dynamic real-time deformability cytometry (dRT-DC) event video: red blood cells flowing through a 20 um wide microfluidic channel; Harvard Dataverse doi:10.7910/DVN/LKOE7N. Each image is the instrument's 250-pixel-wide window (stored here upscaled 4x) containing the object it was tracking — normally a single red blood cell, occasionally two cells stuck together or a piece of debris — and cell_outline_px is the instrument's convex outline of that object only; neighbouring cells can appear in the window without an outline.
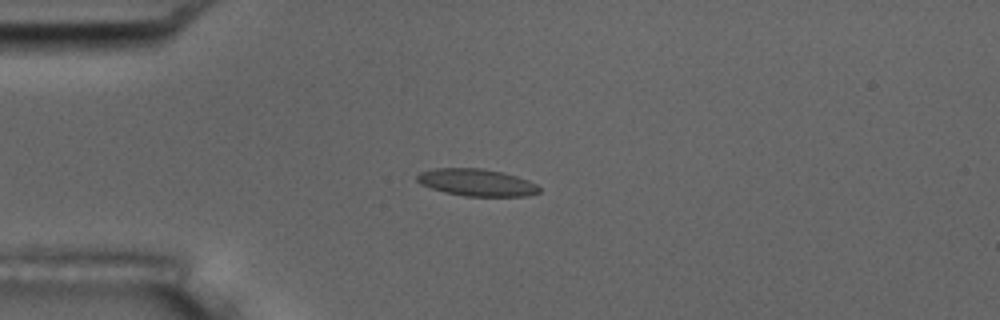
{"species": "common noctule bat (a hibernating species)", "species_latin": "Nyctalus noctula", "temperature_condition": "room temperature", "stored_images_in_passage": 48, "camera_frame_rate_fps": 3000, "um_per_image_px": 0.085, "animal": {"sex": "male", "body_mass_g": 17.5, "forearm_length_mm": 52.3}, "frame": {"image": 1, "passage_image": 14, "time_ms": 4.333, "image_size_px": [1000, 320], "cell_outline_px": [[540, 192], [528, 196], [464, 196], [444, 192], [420, 184], [416, 180], [416, 176], [420, 172], [436, 168], [480, 168], [504, 172], [528, 180], [536, 184], [540, 188]], "centroid_in_image_um": [40.52, 15.51], "position_along_channel_um": 44.5, "area_um2": 19.36}}
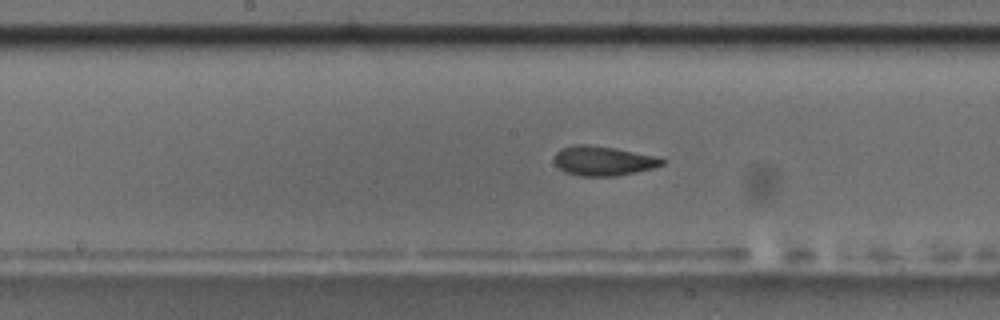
{"frame": {"image": 2, "passage_image": 28, "time_ms": 9.0, "image_size_px": [1000, 320], "cell_outline_px": [[664, 164], [652, 168], [636, 172], [616, 176], [580, 176], [564, 172], [552, 160], [556, 152], [560, 148], [576, 144], [588, 144], [660, 156], [664, 160]], "centroid_in_image_um": [51.25, 13.67], "position_along_channel_um": 196.9, "area_um2": 18.67}, "authors_computed_cell_mechanics": {"area_um2": 18.4382, "velocity_mm_per_s": 3.6891, "shape_relaxation_time_tau1_ms": null, "shape_relaxation_time_tau2_ms": 1.6298, "deformation_change_tau1": null, "deformation_change_tau2": 0.0801}}